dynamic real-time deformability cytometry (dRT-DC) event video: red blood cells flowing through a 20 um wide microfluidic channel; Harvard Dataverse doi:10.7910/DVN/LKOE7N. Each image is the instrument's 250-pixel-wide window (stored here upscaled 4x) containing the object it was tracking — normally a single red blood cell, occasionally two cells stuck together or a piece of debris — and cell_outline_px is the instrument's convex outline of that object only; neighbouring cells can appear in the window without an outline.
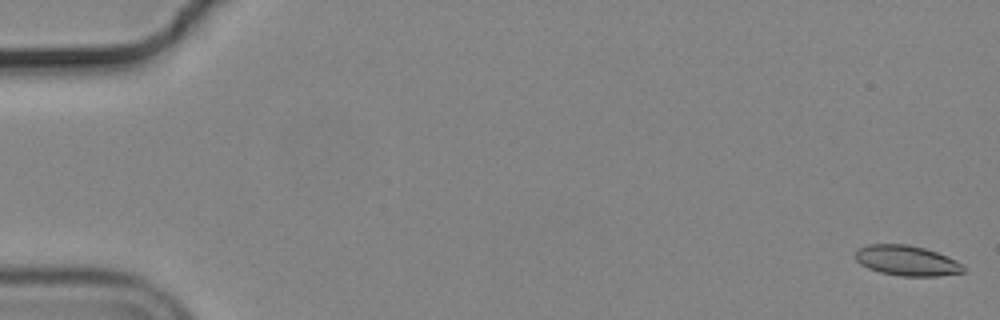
{"species": "common noctule bat (a hibernating species)", "species_latin": "Nyctalus noctula", "temperature_condition": "cold", "stored_images_in_passage": 13, "camera_frame_rate_fps": 3000, "um_per_image_px": 0.085, "animal": {"sex": "male", "body_mass_g": 19.2, "forearm_length_mm": 51.8}, "frame": {"image": 1, "passage_image": 1, "time_ms": 0.0, "image_size_px": [1000, 320], "cell_outline_px": [[964, 272], [940, 276], [900, 276], [880, 272], [868, 268], [860, 264], [856, 260], [856, 252], [860, 248], [868, 244], [908, 244], [924, 248], [948, 256], [964, 264]], "centroid_in_image_um": [77.11, 22.15], "position_along_channel_um": 7.9, "area_um2": 19.07}}